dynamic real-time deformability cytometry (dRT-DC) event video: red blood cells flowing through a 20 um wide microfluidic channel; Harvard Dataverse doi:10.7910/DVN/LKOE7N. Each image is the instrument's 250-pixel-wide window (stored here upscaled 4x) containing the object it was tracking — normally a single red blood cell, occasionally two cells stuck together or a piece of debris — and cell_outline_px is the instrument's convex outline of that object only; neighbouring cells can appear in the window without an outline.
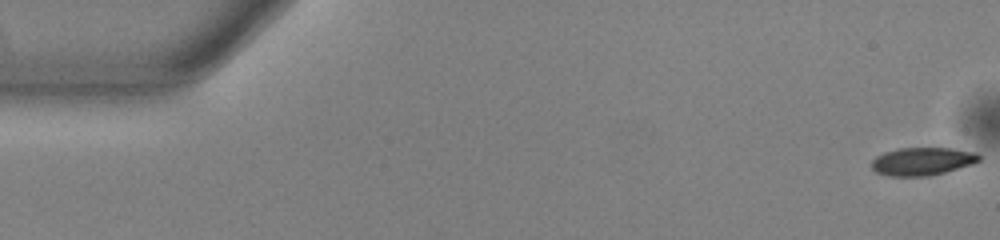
{"species": "common noctule bat (a hibernating species)", "species_latin": "Nyctalus noctula", "temperature_condition": "warm", "stored_images_in_passage": 54, "camera_frame_rate_fps": 3000, "um_per_image_px": 0.085, "animal": {"sex": "male", "body_mass_g": 13.0, "forearm_length_mm": 53.1}, "frame": {"image": 1, "passage_image": 1, "time_ms": 0.0, "image_size_px": [1000, 240], "cell_outline_px": [[980, 160], [972, 164], [944, 172], [928, 176], [888, 176], [876, 172], [872, 168], [872, 160], [876, 156], [884, 152], [896, 148], [948, 148], [976, 152], [980, 156]], "centroid_in_image_um": [78.37, 13.71], "position_along_channel_um": 6.6, "area_um2": 17.46}}
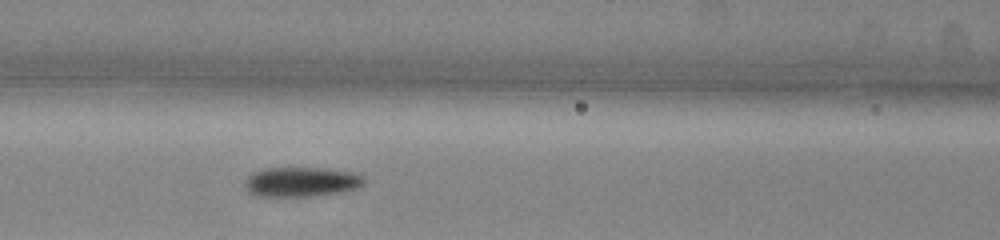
{"frame": {"image": 2, "passage_image": 23, "time_ms": 7.333, "image_size_px": [1000, 240], "cell_outline_px": [[364, 184], [356, 188], [340, 192], [312, 196], [256, 196], [244, 184], [244, 180], [252, 172], [260, 168], [320, 168], [352, 172], [364, 176]], "centroid_in_image_um": [25.6, 15.45], "position_along_channel_um": 141.0, "area_um2": 20.52}}
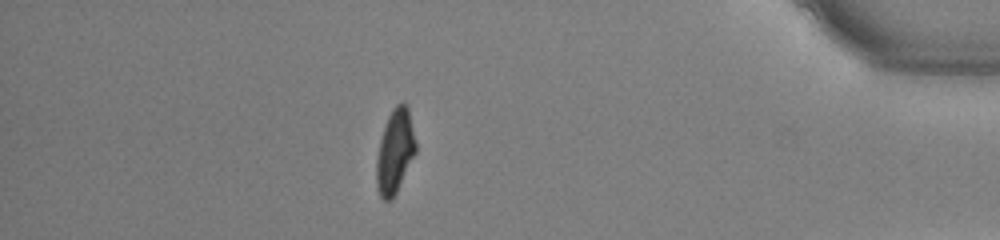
{"frame": {"image": 3, "passage_image": 47, "time_ms": 15.333, "image_size_px": [1000, 240], "cell_outline_px": [[416, 152], [392, 200], [384, 200], [380, 196], [376, 184], [376, 160], [380, 140], [388, 116], [392, 108], [396, 104], [404, 100], [408, 108], [416, 144]], "centroid_in_image_um": [33.56, 12.85], "position_along_channel_um": 401.6, "area_um2": 19.07}, "authors_computed_cell_mechanics": {"area_um2": 19.1896, "velocity_mm_per_s": 3.843, "shape_relaxation_time_tau1_ms": 2.8455, "shape_relaxation_time_tau2_ms": 2.1526, "deformation_change_tau1": 0.1517, "deformation_change_tau2": 0.0862}}